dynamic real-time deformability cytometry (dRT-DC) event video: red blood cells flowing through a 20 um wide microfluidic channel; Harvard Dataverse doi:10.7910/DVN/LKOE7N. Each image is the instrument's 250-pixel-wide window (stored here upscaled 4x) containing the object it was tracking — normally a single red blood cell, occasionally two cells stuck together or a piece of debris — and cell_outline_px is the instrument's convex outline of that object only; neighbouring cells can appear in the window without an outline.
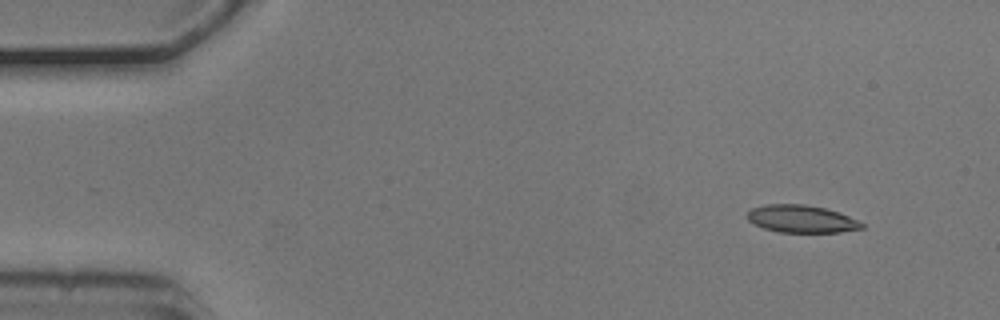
{"species": "common noctule bat (a hibernating species)", "species_latin": "Nyctalus noctula", "temperature_condition": "cold", "stored_images_in_passage": 4, "camera_frame_rate_fps": 3000, "um_per_image_px": 0.085, "animal": {"sex": "male", "body_mass_g": 20.5, "forearm_length_mm": 52.5}, "frame": {"image": 1, "passage_image": 2, "time_ms": 0.333, "image_size_px": [1000, 320], "cell_outline_px": [[864, 228], [840, 232], [780, 232], [764, 228], [748, 220], [748, 212], [752, 208], [768, 204], [804, 204], [824, 208], [848, 216], [864, 224]], "centroid_in_image_um": [68.12, 18.61], "position_along_channel_um": 16.9, "area_um2": 18.03}}
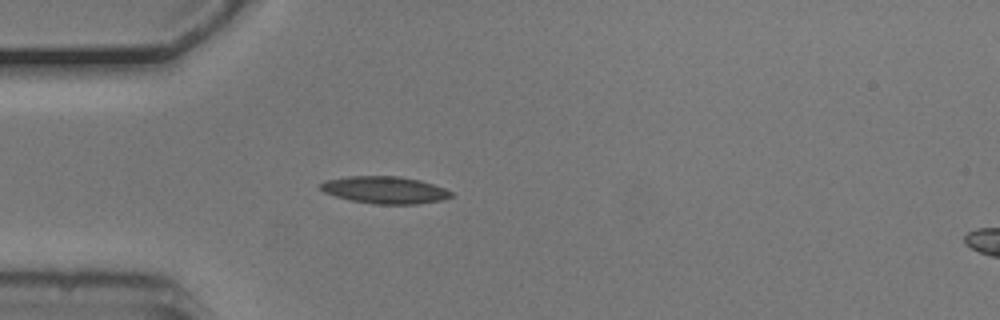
{"frame": {"image": 2, "passage_image": 4, "time_ms": 1.0, "image_size_px": [1000, 320], "cell_outline_px": [[452, 196], [440, 200], [416, 204], [372, 204], [352, 200], [336, 196], [324, 192], [320, 188], [320, 184], [324, 180], [348, 176], [400, 176], [420, 180], [444, 188], [452, 192]], "centroid_in_image_um": [32.69, 16.14], "position_along_channel_um": 52.3, "area_um2": 20.58}}